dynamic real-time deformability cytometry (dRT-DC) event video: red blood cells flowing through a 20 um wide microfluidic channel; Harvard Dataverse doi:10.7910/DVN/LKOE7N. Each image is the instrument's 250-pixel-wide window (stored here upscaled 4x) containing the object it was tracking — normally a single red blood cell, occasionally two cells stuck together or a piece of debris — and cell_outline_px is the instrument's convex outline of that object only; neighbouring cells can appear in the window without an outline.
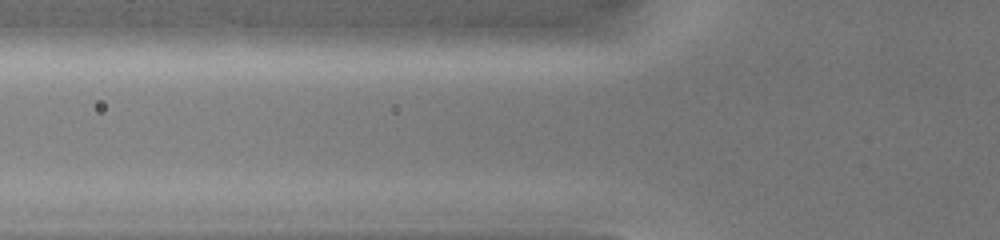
{"species": "common noctule bat (a hibernating species)", "species_latin": "Nyctalus noctula", "temperature_condition": "warm", "stored_images_in_passage": 3, "camera_frame_rate_fps": 3000, "um_per_image_px": 0.085, "animal": {"sex": "female", "body_mass_g": 19.0, "forearm_length_mm": 51.5}, "frame": {"image": 1, "passage_image": 3, "time_ms": 1.0, "image_size_px": [1000, 240], "cell_outline_px": [[628, 36], [616, 40], [600, 44], [544, 48], [472, 52], [460, 52], [440, 48], [452, 32], [472, 24], [576, 24], [620, 32]], "centroid_in_image_um": [44.7, 3.14], "position_along_channel_um": 81.1, "area_um2": 28.09}}